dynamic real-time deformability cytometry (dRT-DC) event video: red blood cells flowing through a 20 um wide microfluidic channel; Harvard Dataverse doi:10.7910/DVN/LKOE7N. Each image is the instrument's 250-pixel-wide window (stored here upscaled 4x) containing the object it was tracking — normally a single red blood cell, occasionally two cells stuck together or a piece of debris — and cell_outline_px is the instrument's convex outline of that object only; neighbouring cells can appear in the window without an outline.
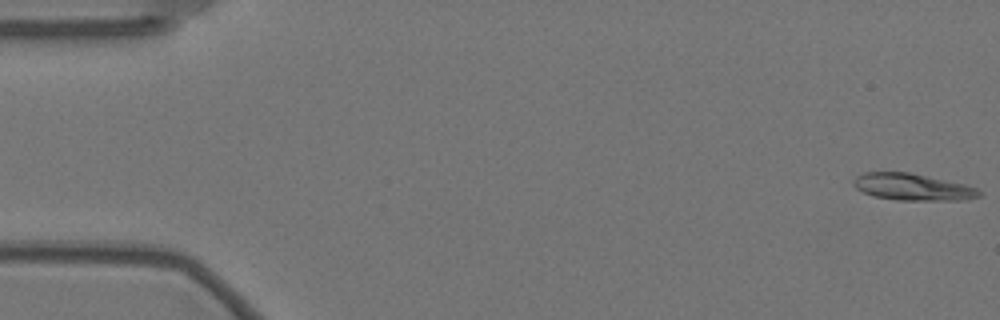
{"species": "Egyptian fruit bat (a non-hibernating species)", "species_latin": "Rousettus aegyptiacus", "temperature_condition": "warm", "stored_images_in_passage": 57, "camera_frame_rate_fps": 3000, "um_per_image_px": 0.085, "animal": {"sex": "female"}, "frame": {"image": 1, "passage_image": 1, "time_ms": 0.0, "image_size_px": [1000, 320], "cell_outline_px": [[980, 196], [960, 200], [896, 200], [872, 196], [856, 188], [852, 184], [852, 180], [856, 176], [864, 172], [908, 172], [964, 184], [976, 188], [980, 192]], "centroid_in_image_um": [77.5, 15.89], "position_along_channel_um": 7.5, "area_um2": 19.48}}
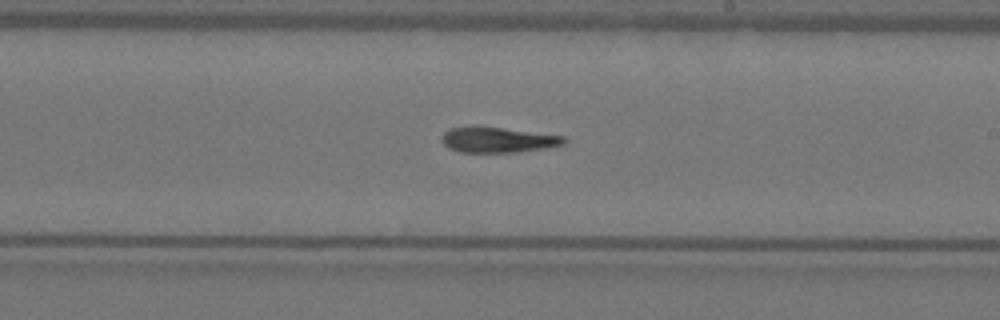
{"frame": {"image": 2, "passage_image": 33, "time_ms": 10.667, "image_size_px": [1000, 320], "cell_outline_px": [[568, 140], [564, 144], [516, 152], [460, 152], [448, 148], [440, 140], [444, 132], [452, 128], [472, 124], [476, 124], [564, 136]], "centroid_in_image_um": [42.24, 11.85], "position_along_channel_um": 246.8, "area_um2": 18.38}}
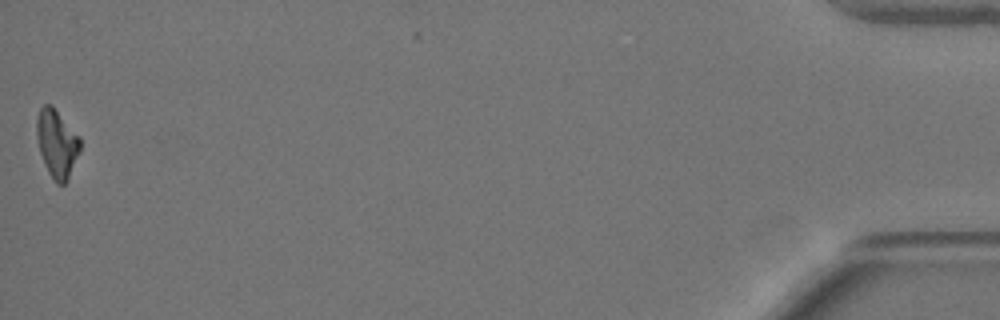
{"frame": {"image": 3, "passage_image": 57, "time_ms": 18.667, "image_size_px": [1000, 320], "cell_outline_px": [[80, 152], [68, 180], [64, 184], [56, 184], [48, 172], [44, 164], [40, 152], [36, 132], [36, 120], [40, 108], [44, 104], [52, 104], [80, 136]], "centroid_in_image_um": [4.85, 12.19], "position_along_channel_um": 430.4, "area_um2": 17.46}, "authors_computed_cell_mechanics": {"area_um2": 18.6694, "velocity_mm_per_s": 3.5324, "shape_relaxation_time_tau1_ms": null, "shape_relaxation_time_tau2_ms": 4.7719, "deformation_change_tau1": null, "deformation_change_tau2": 0.1245}}